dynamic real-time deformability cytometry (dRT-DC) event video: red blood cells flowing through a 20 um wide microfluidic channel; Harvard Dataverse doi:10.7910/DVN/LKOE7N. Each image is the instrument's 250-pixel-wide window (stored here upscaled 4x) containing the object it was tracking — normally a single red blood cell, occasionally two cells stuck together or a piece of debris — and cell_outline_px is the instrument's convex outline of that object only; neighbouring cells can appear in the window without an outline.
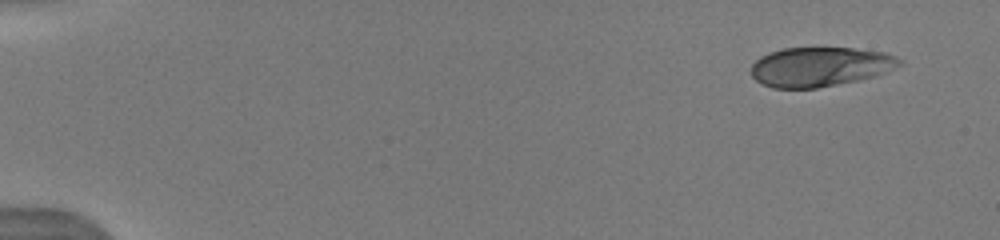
{"species": "human", "species_latin": "Homo sapiens", "temperature_condition": "warm", "stored_images_in_passage": 18, "camera_frame_rate_fps": 3000, "um_per_image_px": 0.085, "donor": {"sex": "male"}, "frame": {"image": 1, "passage_image": 1, "time_ms": 0.0, "image_size_px": [1000, 240], "cell_outline_px": [[904, 64], [884, 72], [872, 76], [856, 80], [816, 88], [772, 88], [760, 84], [752, 76], [752, 64], [760, 56], [768, 52], [784, 48], [852, 48], [884, 52], [896, 56], [904, 60]], "centroid_in_image_um": [69.69, 5.66], "position_along_channel_um": 15.3, "area_um2": 34.04}}
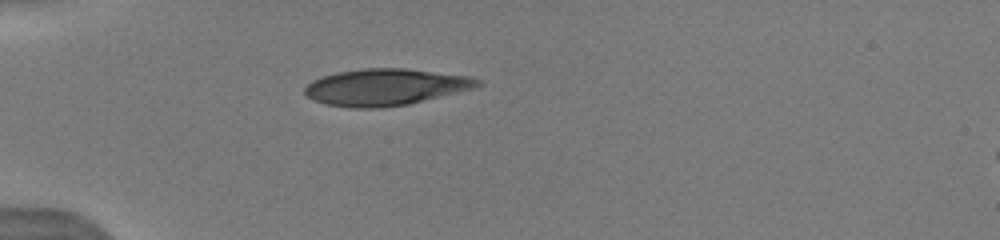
{"frame": {"image": 2, "passage_image": 6, "time_ms": 4.0, "image_size_px": [1000, 240], "cell_outline_px": [[484, 84], [472, 88], [408, 104], [380, 108], [352, 108], [324, 104], [304, 96], [304, 88], [312, 80], [336, 72], [364, 68], [408, 68], [468, 76], [480, 80]], "centroid_in_image_um": [32.71, 7.4], "position_along_channel_um": 52.3, "area_um2": 36.88}}